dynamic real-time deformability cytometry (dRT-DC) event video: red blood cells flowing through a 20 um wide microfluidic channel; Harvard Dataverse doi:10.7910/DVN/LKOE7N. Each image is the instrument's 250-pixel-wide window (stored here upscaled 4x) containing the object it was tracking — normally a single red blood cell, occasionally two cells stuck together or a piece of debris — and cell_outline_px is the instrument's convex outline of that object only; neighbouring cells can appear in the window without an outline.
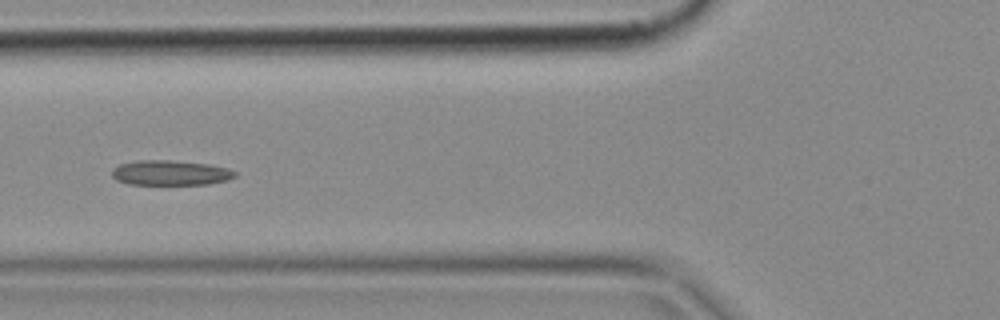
{"species": "common noctule bat (a hibernating species)", "species_latin": "Nyctalus noctula", "temperature_condition": "cold", "stored_images_in_passage": 7, "camera_frame_rate_fps": 3000, "um_per_image_px": 0.085, "animal": {"sex": "female", "body_mass_g": 18.4}, "frame": {"image": 1, "passage_image": 6, "time_ms": 1.667, "image_size_px": [1000, 320], "cell_outline_px": [[240, 172], [236, 176], [228, 180], [208, 184], [128, 184], [116, 180], [112, 176], [112, 168], [120, 164], [140, 160], [172, 160], [208, 164], [228, 168]], "centroid_in_image_um": [14.52, 14.69], "position_along_channel_um": 111.3, "area_um2": 18.03}}
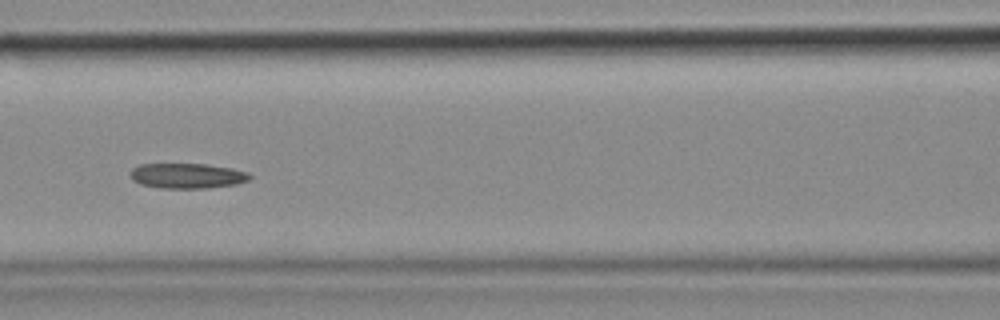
{"frame": {"image": 2, "passage_image": 7, "time_ms": 2.0, "image_size_px": [1000, 320], "cell_outline_px": [[252, 176], [248, 180], [236, 184], [208, 188], [160, 188], [140, 184], [132, 180], [132, 168], [140, 164], [208, 164], [232, 168], [248, 172]], "centroid_in_image_um": [15.93, 14.94], "position_along_channel_um": 150.7, "area_um2": 17.51}}